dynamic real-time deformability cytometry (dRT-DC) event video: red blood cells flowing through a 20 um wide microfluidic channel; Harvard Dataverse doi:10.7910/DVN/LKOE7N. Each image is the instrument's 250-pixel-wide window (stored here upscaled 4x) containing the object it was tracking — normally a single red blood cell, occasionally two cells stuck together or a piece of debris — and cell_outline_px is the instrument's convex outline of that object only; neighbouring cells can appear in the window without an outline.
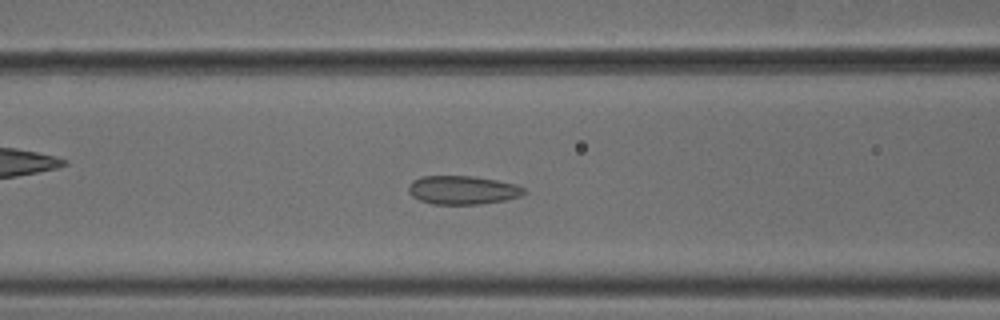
{"species": "common noctule bat (a hibernating species)", "species_latin": "Nyctalus noctula", "temperature_condition": "cold", "stored_images_in_passage": 51, "camera_frame_rate_fps": 3000, "um_per_image_px": 0.085, "animal": {"sex": "male", "body_mass_g": 18.8}, "frame": {"image": 1, "passage_image": 19, "time_ms": 6.0, "image_size_px": [1000, 320], "cell_outline_px": [[528, 192], [520, 196], [508, 200], [480, 204], [432, 204], [420, 200], [412, 196], [408, 192], [408, 184], [412, 180], [420, 176], [472, 176], [496, 180], [516, 184], [524, 188]], "centroid_in_image_um": [39.32, 16.15], "position_along_channel_um": 127.3, "area_um2": 19.48}}
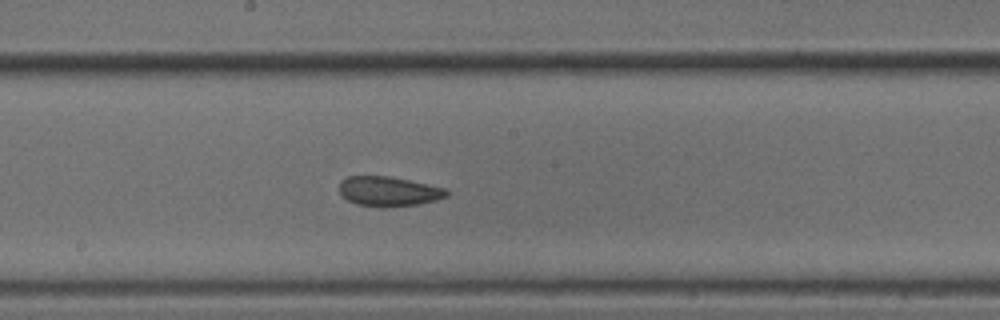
{"frame": {"image": 2, "passage_image": 26, "time_ms": 8.333, "image_size_px": [1000, 320], "cell_outline_px": [[448, 196], [436, 200], [416, 204], [384, 208], [356, 204], [348, 200], [340, 192], [340, 180], [348, 176], [388, 176], [448, 188]], "centroid_in_image_um": [33.05, 16.27], "position_along_channel_um": 215.2, "area_um2": 18.61}}
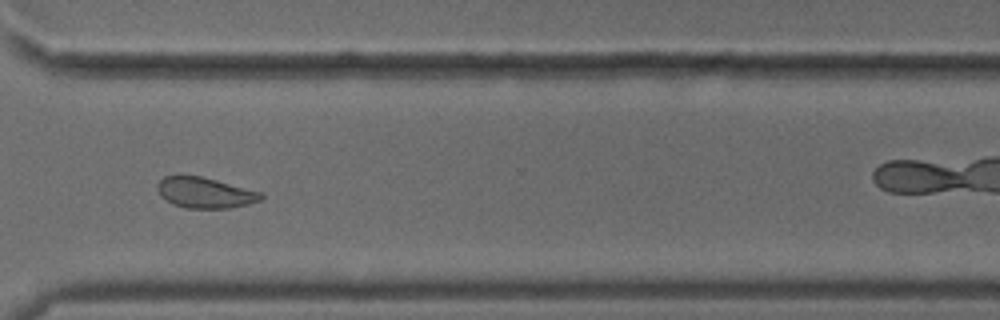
{"frame": {"image": 3, "passage_image": 37, "time_ms": 12.0, "image_size_px": [1000, 320], "cell_outline_px": [[264, 196], [260, 200], [248, 204], [228, 208], [188, 208], [172, 204], [160, 196], [156, 188], [156, 184], [164, 176], [180, 172], [200, 176], [264, 192]], "centroid_in_image_um": [17.37, 16.34], "position_along_channel_um": 353.2, "area_um2": 19.07}, "authors_computed_cell_mechanics": {"area_um2": 19.5364, "velocity_mm_per_s": 3.763, "shape_relaxation_time_tau1_ms": null, "shape_relaxation_time_tau2_ms": 1.5152, "deformation_change_tau1": null, "deformation_change_tau2": 0.0702}}